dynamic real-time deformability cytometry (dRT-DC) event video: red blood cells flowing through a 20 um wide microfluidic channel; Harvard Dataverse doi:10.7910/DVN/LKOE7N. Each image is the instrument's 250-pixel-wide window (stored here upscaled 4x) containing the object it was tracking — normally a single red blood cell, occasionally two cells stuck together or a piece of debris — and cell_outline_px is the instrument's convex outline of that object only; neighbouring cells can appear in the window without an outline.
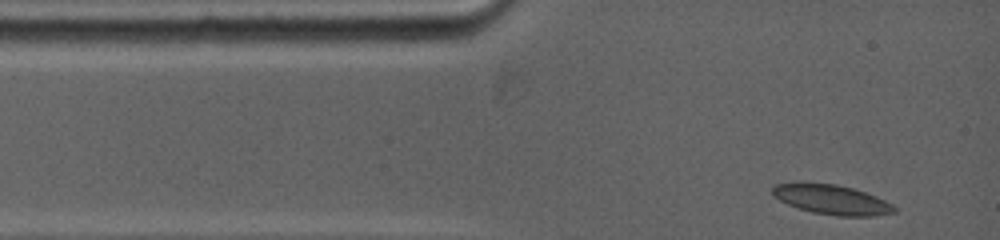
{"species": "common noctule bat (a hibernating species)", "species_latin": "Nyctalus noctula", "temperature_condition": "warm", "stored_images_in_passage": 7, "camera_frame_rate_fps": 5000, "um_per_image_px": 0.085, "animal": {"sex": "female", "body_mass_g": 19.0, "forearm_length_mm": 53.3}, "frame": {"image": 1, "passage_image": 1, "time_ms": 0.0, "image_size_px": [1000, 240], "cell_outline_px": [[896, 212], [876, 216], [836, 216], [812, 212], [788, 204], [772, 196], [772, 188], [776, 184], [836, 184], [852, 188], [876, 196], [892, 204], [896, 208]], "centroid_in_image_um": [70.74, 16.99], "position_along_channel_um": 14.3, "area_um2": 20.63}}
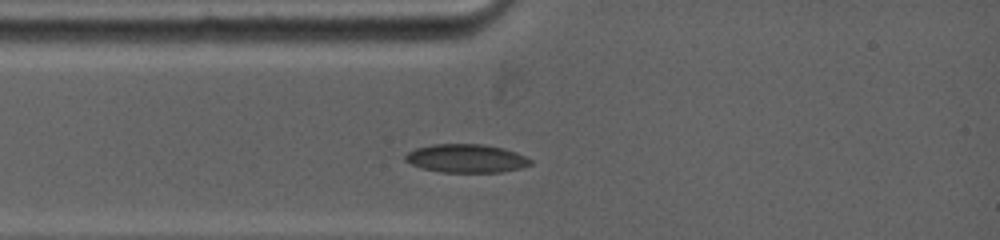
{"frame": {"image": 2, "passage_image": 4, "time_ms": 1.6, "image_size_px": [1000, 240], "cell_outline_px": [[532, 164], [520, 168], [500, 172], [440, 172], [424, 168], [412, 164], [404, 160], [404, 156], [408, 152], [416, 148], [432, 144], [480, 144], [504, 148], [516, 152], [532, 160]], "centroid_in_image_um": [39.63, 13.46], "position_along_channel_um": 45.4, "area_um2": 20.63}}
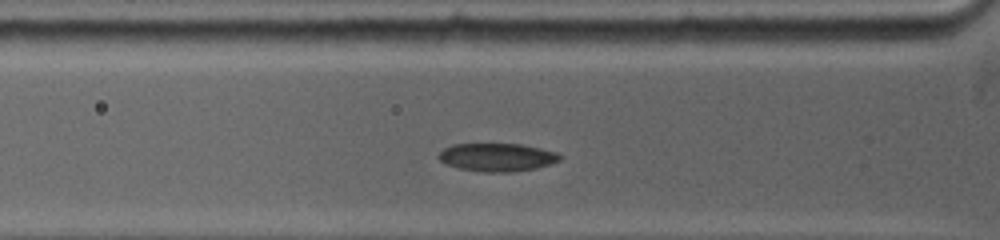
{"frame": {"image": 3, "passage_image": 6, "time_ms": 2.6, "image_size_px": [1000, 240], "cell_outline_px": [[564, 156], [560, 160], [536, 168], [512, 172], [484, 172], [460, 168], [444, 164], [436, 156], [444, 148], [452, 144], [520, 144], [560, 152]], "centroid_in_image_um": [42.27, 13.36], "position_along_channel_um": 83.5, "area_um2": 20.0}}